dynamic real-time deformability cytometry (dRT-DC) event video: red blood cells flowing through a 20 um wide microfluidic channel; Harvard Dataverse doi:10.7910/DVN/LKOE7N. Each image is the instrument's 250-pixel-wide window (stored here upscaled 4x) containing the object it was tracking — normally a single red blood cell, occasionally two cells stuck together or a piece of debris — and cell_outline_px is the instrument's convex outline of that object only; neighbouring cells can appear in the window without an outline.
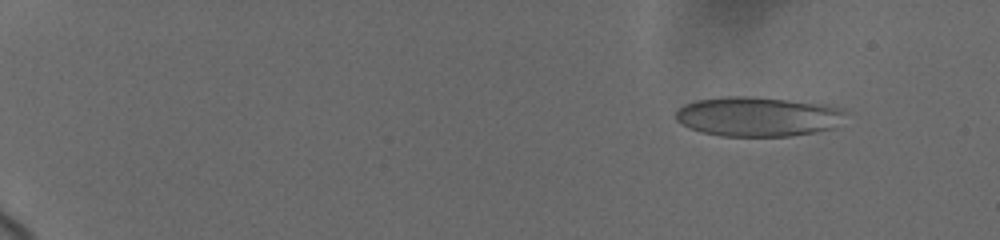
{"species": "human", "species_latin": "Homo sapiens", "temperature_condition": "cold", "stored_images_in_passage": 27, "camera_frame_rate_fps": 3000, "um_per_image_px": 0.085, "donor": {"sex": "female"}, "frame": {"image": 1, "passage_image": 6, "time_ms": 1.0, "image_size_px": [1000, 240], "cell_outline_px": [[844, 112], [832, 128], [816, 132], [788, 136], [720, 136], [704, 132], [680, 124], [676, 120], [676, 112], [684, 104], [696, 100], [728, 96], [748, 96], [788, 100], [824, 104], [844, 108]], "centroid_in_image_um": [64.37, 9.9], "position_along_channel_um": 20.6, "area_um2": 38.78}}
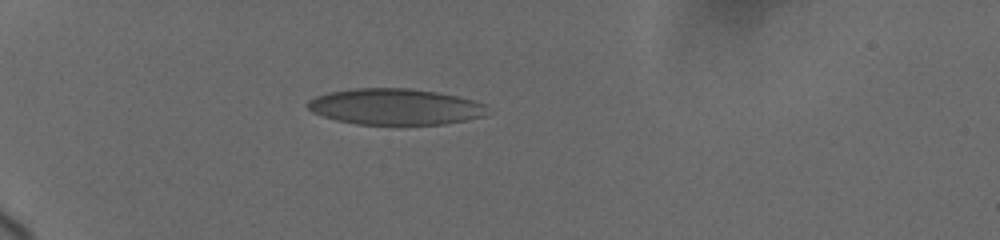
{"frame": {"image": 2, "passage_image": 23, "time_ms": 5.0, "image_size_px": [1000, 240], "cell_outline_px": [[484, 116], [444, 124], [356, 124], [336, 120], [312, 112], [308, 108], [308, 100], [316, 96], [328, 92], [352, 88], [408, 88], [436, 92], [456, 96], [472, 100], [484, 104]], "centroid_in_image_um": [33.52, 9.06], "position_along_channel_um": 51.5, "area_um2": 37.45}}